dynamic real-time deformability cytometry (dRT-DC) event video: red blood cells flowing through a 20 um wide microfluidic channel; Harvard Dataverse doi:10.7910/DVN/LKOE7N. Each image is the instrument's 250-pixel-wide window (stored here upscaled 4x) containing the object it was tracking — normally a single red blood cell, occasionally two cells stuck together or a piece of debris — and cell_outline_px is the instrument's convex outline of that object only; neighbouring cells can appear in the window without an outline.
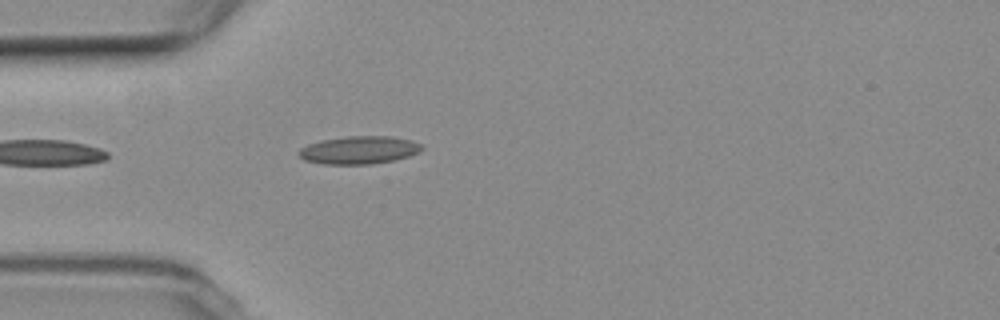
{"species": "common noctule bat (a hibernating species)", "species_latin": "Nyctalus noctula", "temperature_condition": "room temperature", "stored_images_in_passage": 1, "camera_frame_rate_fps": 3000, "um_per_image_px": 0.085, "animal": {"sex": "female", "body_mass_g": 19.3, "forearm_length_mm": 54.1}, "frame": {"image": 1, "passage_image": 1, "time_ms": 0.0, "image_size_px": [1000, 320], "cell_outline_px": [[424, 148], [420, 152], [408, 156], [392, 160], [372, 164], [324, 164], [304, 160], [296, 152], [300, 148], [308, 144], [324, 140], [348, 136], [392, 136], [408, 140], [420, 144]], "centroid_in_image_um": [30.5, 12.76], "position_along_channel_um": 54.5, "area_um2": 19.83}}